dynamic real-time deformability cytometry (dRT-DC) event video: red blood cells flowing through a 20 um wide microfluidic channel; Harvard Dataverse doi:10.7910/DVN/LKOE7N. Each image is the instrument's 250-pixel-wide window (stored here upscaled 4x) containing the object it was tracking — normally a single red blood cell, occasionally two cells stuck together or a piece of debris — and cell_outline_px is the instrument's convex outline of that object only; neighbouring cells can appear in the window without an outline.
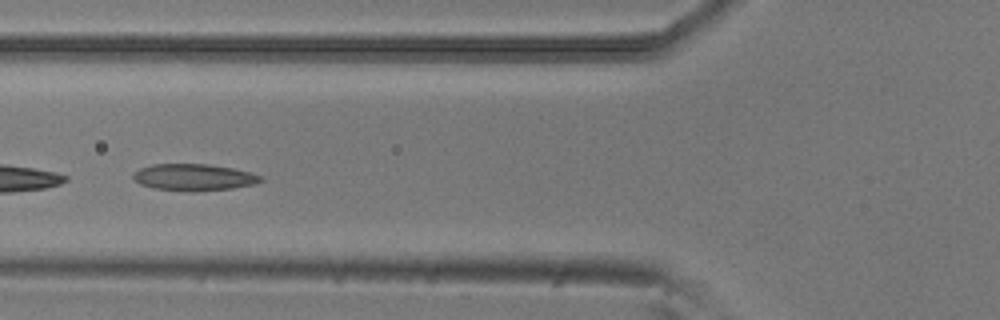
{"species": "common noctule bat (a hibernating species)", "species_latin": "Nyctalus noctula", "temperature_condition": "room temperature", "stored_images_in_passage": 6, "camera_frame_rate_fps": 3000, "um_per_image_px": 0.085, "animal": {"sex": "male", "body_mass_g": 20.5, "forearm_length_mm": 52.5}, "frame": {"image": 1, "passage_image": 5, "time_ms": 1.333, "image_size_px": [1000, 320], "cell_outline_px": [[264, 180], [256, 184], [232, 188], [196, 192], [188, 192], [152, 188], [140, 184], [132, 180], [132, 172], [140, 168], [152, 164], [208, 164], [232, 168], [252, 172], [264, 176]], "centroid_in_image_um": [16.47, 15.08], "position_along_channel_um": 109.3, "area_um2": 20.35}}
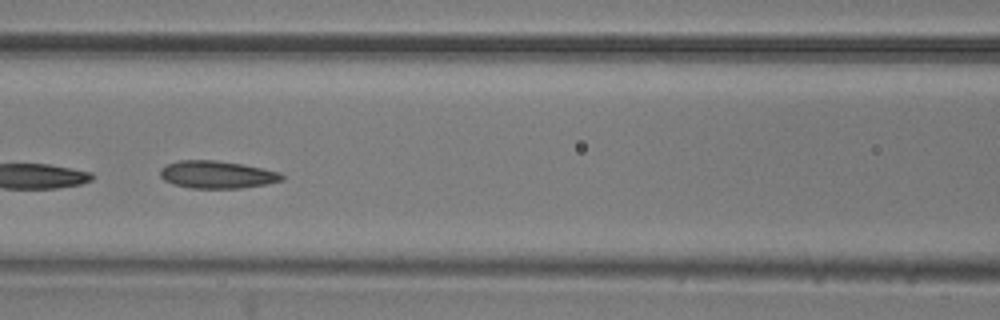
{"frame": {"image": 2, "passage_image": 6, "time_ms": 1.667, "image_size_px": [1000, 320], "cell_outline_px": [[284, 180], [264, 184], [240, 188], [192, 188], [172, 184], [164, 180], [160, 176], [160, 168], [168, 164], [180, 160], [216, 160], [240, 164], [280, 172], [284, 176]], "centroid_in_image_um": [18.42, 14.84], "position_along_channel_um": 148.2, "area_um2": 19.36}}